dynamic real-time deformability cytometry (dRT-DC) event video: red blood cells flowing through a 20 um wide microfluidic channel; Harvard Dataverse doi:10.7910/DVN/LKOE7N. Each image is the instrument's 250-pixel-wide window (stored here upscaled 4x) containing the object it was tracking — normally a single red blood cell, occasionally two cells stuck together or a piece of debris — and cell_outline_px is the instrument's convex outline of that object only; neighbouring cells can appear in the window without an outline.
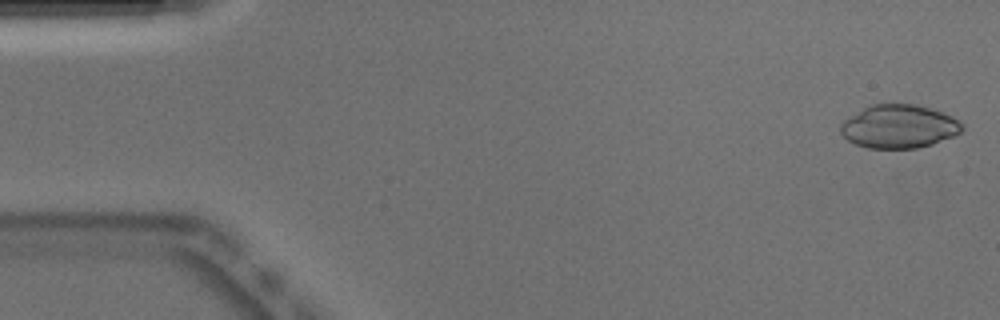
{"species": "Egyptian fruit bat (a non-hibernating species)", "species_latin": "Rousettus aegyptiacus", "temperature_condition": "warm", "stored_images_in_passage": 50, "camera_frame_rate_fps": 3000, "um_per_image_px": 0.085, "animal": {"sex": "male"}, "frame": {"image": 1, "passage_image": 1, "time_ms": 0.0, "image_size_px": [1000, 320], "cell_outline_px": [[964, 128], [960, 132], [952, 136], [932, 144], [916, 148], [868, 148], [856, 144], [848, 140], [840, 132], [840, 124], [848, 116], [868, 104], [892, 100], [916, 104], [952, 116], [964, 124]], "centroid_in_image_um": [76.36, 10.69], "position_along_channel_um": 8.6, "area_um2": 31.44}}
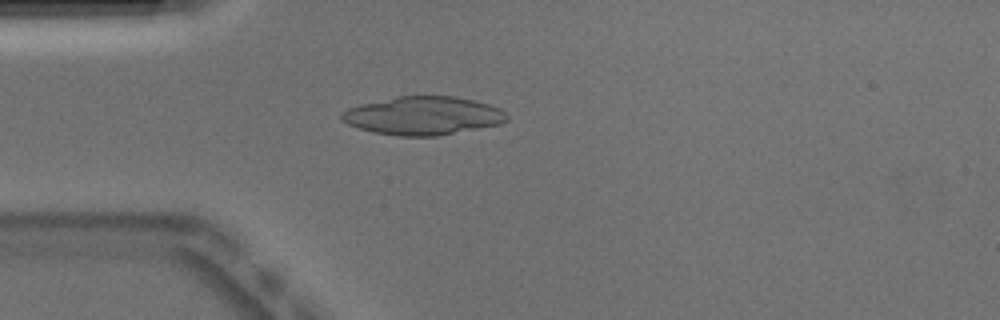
{"frame": {"image": 2, "passage_image": 13, "time_ms": 4.0, "image_size_px": [1000, 320], "cell_outline_px": [[508, 120], [500, 124], [436, 136], [400, 136], [372, 132], [356, 128], [340, 120], [340, 116], [348, 108], [360, 104], [396, 96], [452, 96], [472, 100], [488, 104], [500, 108], [508, 116]], "centroid_in_image_um": [35.93, 9.84], "position_along_channel_um": 49.1, "area_um2": 36.88}}
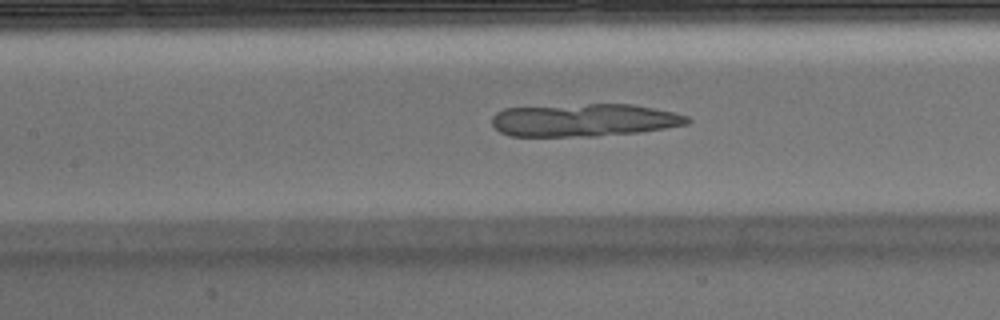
{"frame": {"image": 3, "passage_image": 22, "time_ms": 7.0, "image_size_px": [1000, 320], "cell_outline_px": [[692, 120], [688, 124], [640, 132], [596, 136], [512, 136], [500, 132], [492, 124], [492, 116], [496, 112], [504, 108], [588, 104], [632, 104], [676, 112], [688, 116]], "centroid_in_image_um": [49.67, 10.21], "position_along_channel_um": 157.7, "area_um2": 37.4}}